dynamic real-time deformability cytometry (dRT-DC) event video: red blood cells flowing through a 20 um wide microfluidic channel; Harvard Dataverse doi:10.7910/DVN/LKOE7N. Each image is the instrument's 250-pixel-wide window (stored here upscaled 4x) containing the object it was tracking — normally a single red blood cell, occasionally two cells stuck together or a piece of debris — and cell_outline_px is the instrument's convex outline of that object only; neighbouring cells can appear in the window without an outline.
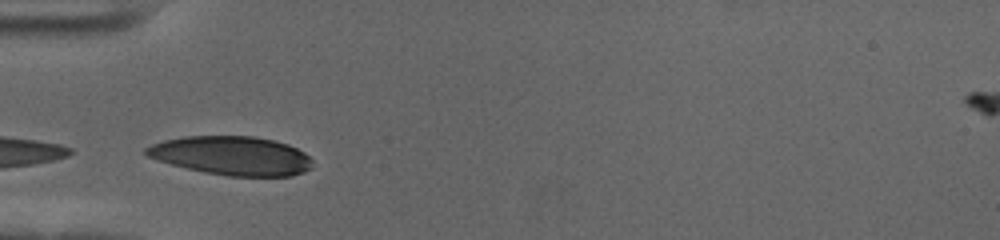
{"species": "human", "species_latin": "Homo sapiens", "temperature_condition": "cold", "stored_images_in_passage": 26, "camera_frame_rate_fps": 3000, "um_per_image_px": 0.085, "donor": {"sex": "female"}, "frame": {"image": 1, "passage_image": 1, "time_ms": 0.0, "image_size_px": [1000, 240], "cell_outline_px": [[312, 168], [304, 172], [292, 176], [228, 176], [204, 172], [172, 164], [148, 156], [144, 152], [144, 148], [152, 144], [164, 140], [184, 136], [252, 136], [272, 140], [288, 144], [304, 152], [312, 160]], "centroid_in_image_um": [19.72, 13.23], "position_along_channel_um": 65.3, "area_um2": 37.51}}